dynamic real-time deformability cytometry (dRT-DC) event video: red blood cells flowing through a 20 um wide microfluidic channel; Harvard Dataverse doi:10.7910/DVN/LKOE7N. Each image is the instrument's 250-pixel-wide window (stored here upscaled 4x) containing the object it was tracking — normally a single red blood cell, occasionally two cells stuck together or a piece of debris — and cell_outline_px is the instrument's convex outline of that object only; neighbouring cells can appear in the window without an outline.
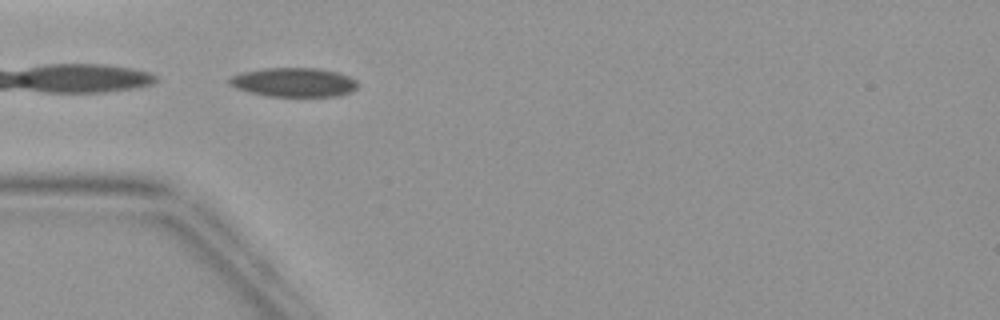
{"species": "common noctule bat (a hibernating species)", "species_latin": "Nyctalus noctula", "temperature_condition": "warm", "stored_images_in_passage": 3, "camera_frame_rate_fps": 3000, "um_per_image_px": 0.085, "animal": {"sex": "female", "body_mass_g": 19.9}, "frame": {"image": 1, "passage_image": 2, "time_ms": 1.333, "image_size_px": [1000, 320], "cell_outline_px": [[360, 84], [352, 92], [340, 96], [268, 96], [248, 92], [236, 88], [228, 84], [228, 80], [232, 76], [240, 72], [264, 68], [320, 68], [336, 72], [348, 76], [356, 80]], "centroid_in_image_um": [24.98, 6.99], "position_along_channel_um": 60.0, "area_um2": 21.96}}
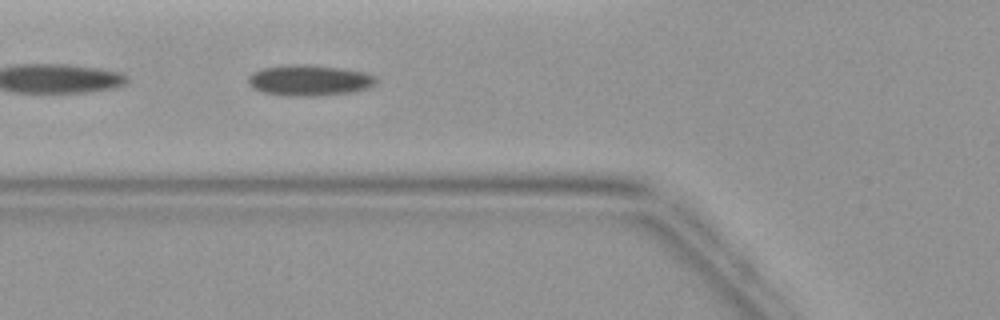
{"frame": {"image": 2, "passage_image": 3, "time_ms": 2.333, "image_size_px": [1000, 320], "cell_outline_px": [[376, 84], [368, 88], [352, 92], [320, 96], [288, 96], [260, 92], [252, 88], [248, 84], [248, 76], [252, 72], [260, 68], [292, 64], [304, 64], [340, 68], [364, 72], [376, 76]], "centroid_in_image_um": [26.25, 6.83], "position_along_channel_um": 99.5, "area_um2": 23.29}}